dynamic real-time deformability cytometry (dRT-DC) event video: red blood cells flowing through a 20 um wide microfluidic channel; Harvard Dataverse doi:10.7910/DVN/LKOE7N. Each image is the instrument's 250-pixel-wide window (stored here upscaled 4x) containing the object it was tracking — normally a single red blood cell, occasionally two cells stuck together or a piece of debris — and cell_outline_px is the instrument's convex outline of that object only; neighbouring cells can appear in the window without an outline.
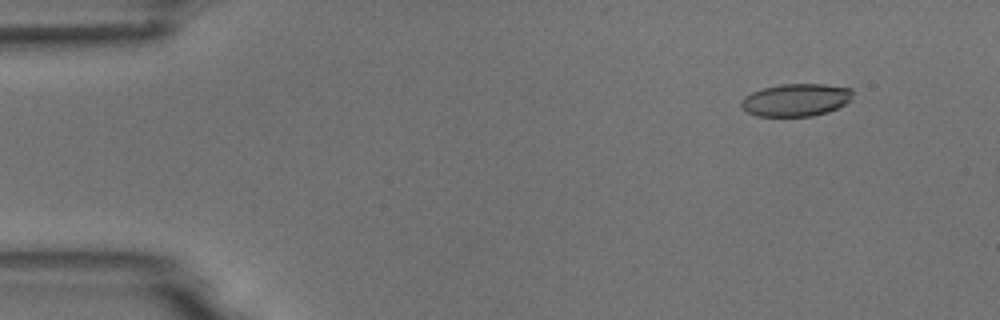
{"species": "common noctule bat (a hibernating species)", "species_latin": "Nyctalus noctula", "temperature_condition": "room temperature", "stored_images_in_passage": 5, "camera_frame_rate_fps": 3000, "um_per_image_px": 0.085, "animal": {"sex": "male", "body_mass_g": 18.8}, "frame": {"image": 1, "passage_image": 2, "time_ms": 0.333, "image_size_px": [1000, 320], "cell_outline_px": [[852, 100], [828, 112], [812, 116], [756, 116], [748, 112], [740, 104], [740, 100], [744, 96], [752, 92], [764, 88], [780, 84], [824, 84], [852, 88]], "centroid_in_image_um": [67.66, 8.49], "position_along_channel_um": 17.3, "area_um2": 21.21}}
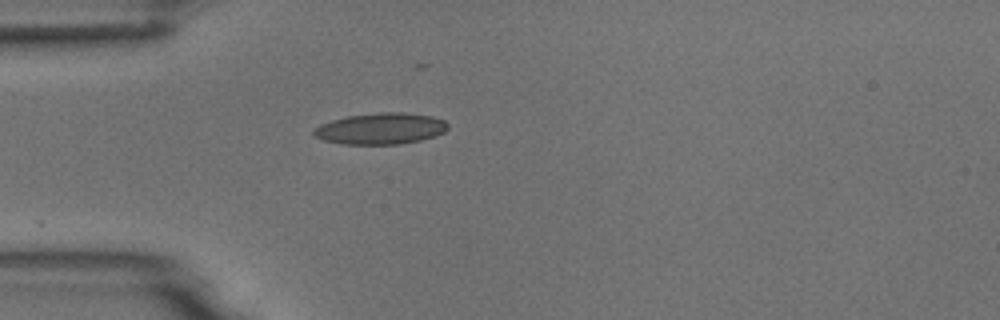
{"frame": {"image": 2, "passage_image": 5, "time_ms": 1.333, "image_size_px": [1000, 320], "cell_outline_px": [[448, 128], [444, 132], [420, 140], [400, 144], [344, 144], [324, 140], [312, 136], [312, 132], [320, 124], [332, 120], [348, 116], [376, 112], [404, 112], [432, 116], [444, 120], [448, 124]], "centroid_in_image_um": [32.34, 10.92], "position_along_channel_um": 52.7, "area_um2": 24.45}}